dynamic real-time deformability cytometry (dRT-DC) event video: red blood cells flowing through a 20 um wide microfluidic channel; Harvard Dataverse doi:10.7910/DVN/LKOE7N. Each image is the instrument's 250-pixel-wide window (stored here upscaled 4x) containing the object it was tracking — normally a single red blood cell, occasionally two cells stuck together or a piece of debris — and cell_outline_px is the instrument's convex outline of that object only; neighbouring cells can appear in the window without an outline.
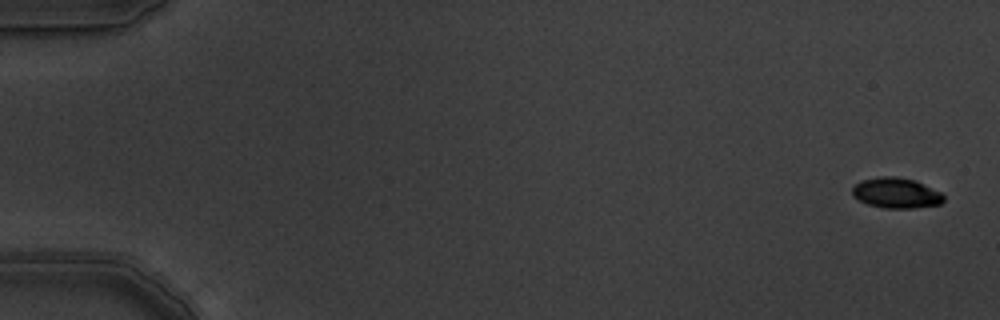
{"species": "common noctule bat (a hibernating species)", "species_latin": "Nyctalus noctula", "temperature_condition": "warm", "stored_images_in_passage": 7, "segment_of_instrument_passage": [1, 2], "camera_frame_rate_fps": 3000, "um_per_image_px": 0.085, "animal": {"sex": "male", "body_mass_g": 19.5, "forearm_length_mm": 54.6}, "frame": {"image": 1, "passage_image": 1, "time_ms": 0.0, "image_size_px": [1000, 320], "cell_outline_px": [[944, 200], [940, 204], [912, 208], [884, 208], [868, 204], [852, 196], [852, 188], [860, 180], [880, 176], [896, 176], [916, 180], [940, 192], [944, 196]], "centroid_in_image_um": [76.16, 16.39], "position_along_channel_um": 8.8, "area_um2": 16.24}}
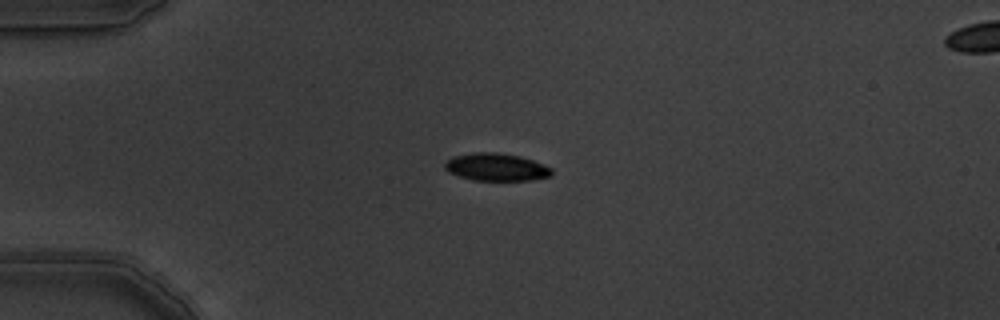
{"frame": {"image": 2, "passage_image": 5, "time_ms": 1.333, "image_size_px": [1000, 320], "cell_outline_px": [[552, 176], [532, 180], [472, 180], [448, 172], [444, 168], [444, 164], [452, 156], [472, 152], [496, 152], [520, 156], [544, 164], [552, 168]], "centroid_in_image_um": [42.18, 14.2], "position_along_channel_um": 42.8, "area_um2": 17.28}}